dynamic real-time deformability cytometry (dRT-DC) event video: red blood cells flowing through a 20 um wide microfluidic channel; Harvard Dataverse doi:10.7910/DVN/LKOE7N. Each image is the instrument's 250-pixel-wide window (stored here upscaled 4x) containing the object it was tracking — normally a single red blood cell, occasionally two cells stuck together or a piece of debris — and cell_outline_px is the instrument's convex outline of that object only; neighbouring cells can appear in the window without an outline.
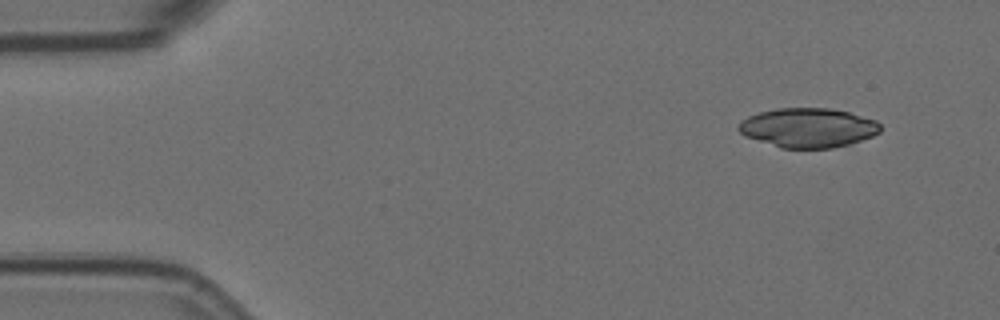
{"species": "Egyptian fruit bat (a non-hibernating species)", "species_latin": "Rousettus aegyptiacus", "temperature_condition": "room temperature", "stored_images_in_passage": 5, "camera_frame_rate_fps": 3000, "um_per_image_px": 0.085, "animal": {"sex": "female"}, "frame": {"image": 1, "passage_image": 1, "time_ms": 0.0, "image_size_px": [1000, 320], "cell_outline_px": [[880, 132], [872, 136], [848, 144], [832, 148], [780, 148], [744, 136], [736, 128], [740, 120], [748, 116], [760, 112], [776, 108], [832, 108], [848, 112], [876, 120], [880, 124]], "centroid_in_image_um": [68.65, 10.85], "position_along_channel_um": 16.4, "area_um2": 32.66}}